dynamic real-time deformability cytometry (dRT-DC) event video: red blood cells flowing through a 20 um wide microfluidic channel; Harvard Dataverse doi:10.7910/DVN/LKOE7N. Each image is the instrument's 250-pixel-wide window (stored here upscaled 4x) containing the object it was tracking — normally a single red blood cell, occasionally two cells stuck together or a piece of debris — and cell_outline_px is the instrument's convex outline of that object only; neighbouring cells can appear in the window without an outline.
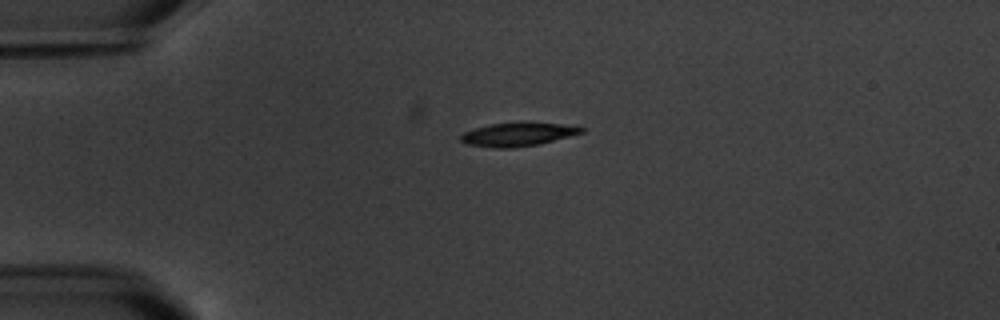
{"species": "common noctule bat (a hibernating species)", "species_latin": "Nyctalus noctula", "temperature_condition": "warm", "stored_images_in_passage": 2, "camera_frame_rate_fps": 3000, "um_per_image_px": 0.085, "animal": {"sex": "male", "body_mass_g": 20.1, "forearm_length_mm": 53.5}, "frame": {"image": 1, "passage_image": 1, "time_ms": 0.0, "image_size_px": [1000, 320], "cell_outline_px": [[584, 132], [540, 144], [512, 148], [492, 148], [464, 144], [460, 140], [460, 136], [464, 132], [476, 128], [492, 124], [560, 124], [584, 128]], "centroid_in_image_um": [43.95, 11.47], "position_along_channel_um": 41.1, "area_um2": 15.95}}